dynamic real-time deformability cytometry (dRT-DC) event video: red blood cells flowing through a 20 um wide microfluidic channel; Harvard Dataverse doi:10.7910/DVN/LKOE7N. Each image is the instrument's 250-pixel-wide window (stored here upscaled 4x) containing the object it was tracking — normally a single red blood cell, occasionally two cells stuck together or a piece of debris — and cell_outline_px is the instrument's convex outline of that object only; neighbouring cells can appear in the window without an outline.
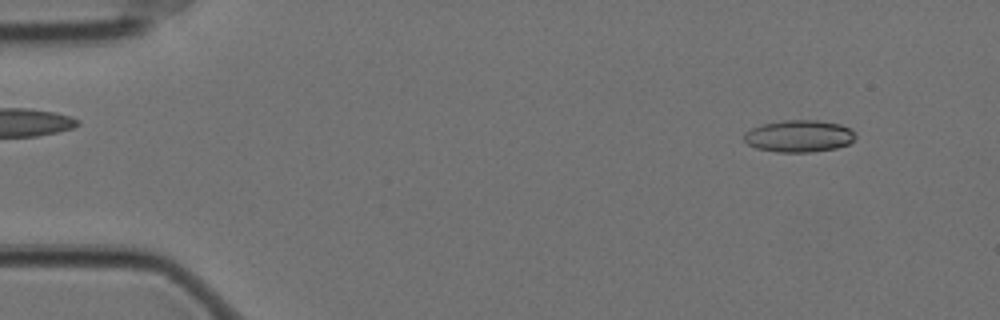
{"species": "Egyptian fruit bat (a non-hibernating species)", "species_latin": "Rousettus aegyptiacus", "temperature_condition": "cold", "stored_images_in_passage": 18, "camera_frame_rate_fps": 3000, "um_per_image_px": 0.085, "animal": {"sex": "female"}, "frame": {"image": 1, "passage_image": 5, "time_ms": 1.333, "image_size_px": [1000, 320], "cell_outline_px": [[856, 136], [848, 144], [836, 148], [812, 152], [776, 152], [756, 148], [748, 144], [744, 140], [744, 132], [752, 128], [764, 124], [784, 120], [816, 120], [840, 124], [848, 128]], "centroid_in_image_um": [67.89, 11.57], "position_along_channel_um": 17.1, "area_um2": 20.63}}
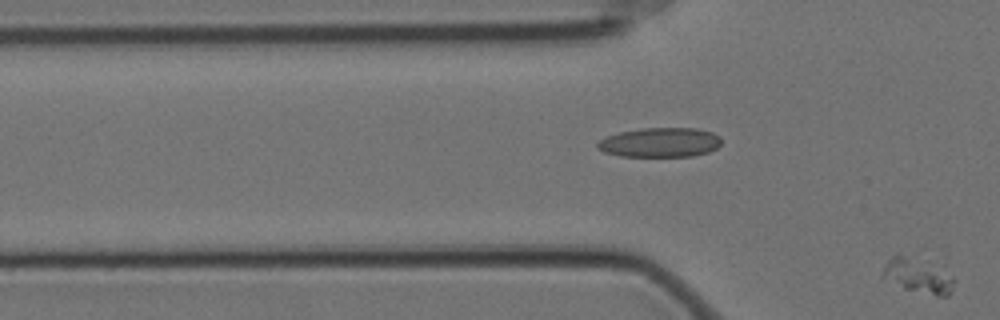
{"frame": {"image": 2, "passage_image": 18, "time_ms": 5.667, "image_size_px": [1000, 320], "cell_outline_px": [[952, 288], [948, 296], [936, 296], [904, 288], [880, 276], [880, 272], [888, 260], [896, 252], [900, 252], [952, 276]], "centroid_in_image_um": [77.91, 23.44], "position_along_channel_um": 47.9, "area_um2": 13.87}}